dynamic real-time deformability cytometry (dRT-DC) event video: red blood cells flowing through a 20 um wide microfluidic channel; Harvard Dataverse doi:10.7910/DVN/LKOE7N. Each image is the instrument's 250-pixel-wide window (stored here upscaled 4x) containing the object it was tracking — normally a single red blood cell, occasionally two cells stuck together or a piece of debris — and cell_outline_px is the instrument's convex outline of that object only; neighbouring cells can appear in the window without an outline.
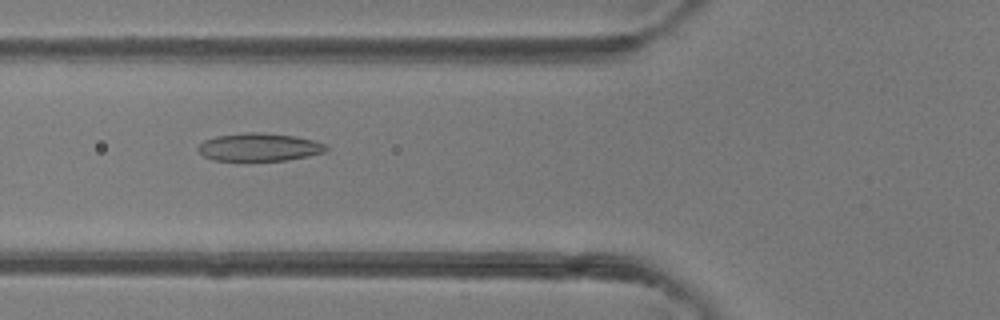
{"species": "common noctule bat (a hibernating species)", "species_latin": "Nyctalus noctula", "temperature_condition": "room temperature", "stored_images_in_passage": 7, "camera_frame_rate_fps": 3000, "um_per_image_px": 0.085, "animal": {"sex": "female"}, "frame": {"image": 1, "passage_image": 5, "time_ms": 5.667, "image_size_px": [1000, 320], "cell_outline_px": [[328, 148], [324, 152], [308, 156], [284, 160], [212, 160], [204, 156], [196, 148], [204, 140], [216, 136], [244, 132], [264, 132], [296, 136], [312, 140], [324, 144]], "centroid_in_image_um": [22.01, 12.49], "position_along_channel_um": 103.8, "area_um2": 20.75}}
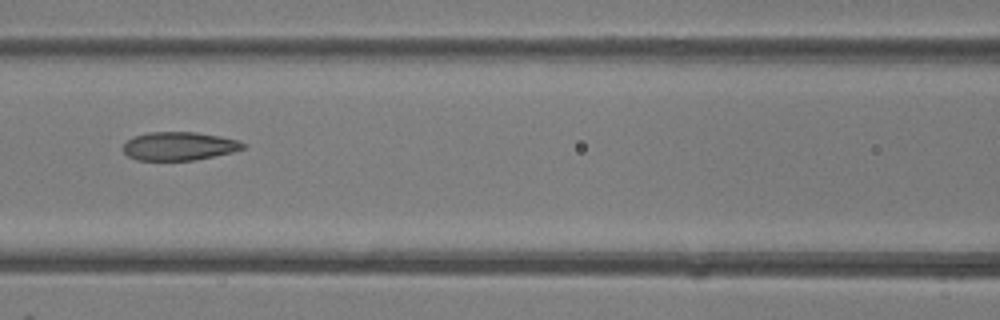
{"frame": {"image": 2, "passage_image": 6, "time_ms": 6.667, "image_size_px": [1000, 320], "cell_outline_px": [[244, 148], [232, 152], [196, 160], [136, 160], [128, 156], [124, 152], [124, 144], [132, 136], [148, 132], [196, 132], [220, 136], [240, 140], [244, 144]], "centroid_in_image_um": [15.22, 12.41], "position_along_channel_um": 151.4, "area_um2": 19.88}}
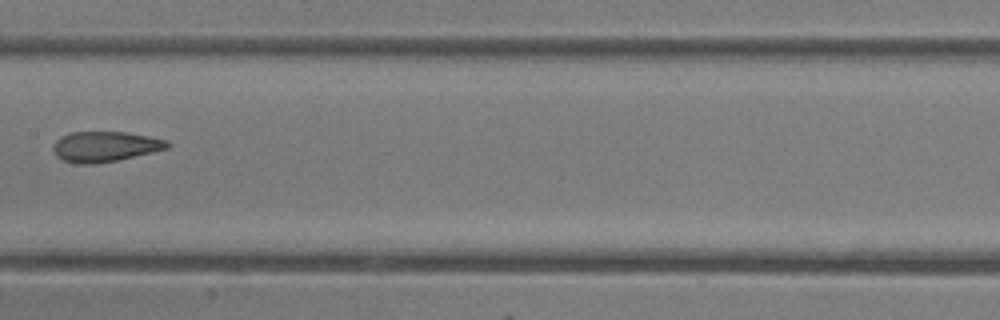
{"frame": {"image": 3, "passage_image": 7, "time_ms": 7.667, "image_size_px": [1000, 320], "cell_outline_px": [[172, 144], [168, 148], [116, 160], [88, 164], [84, 164], [64, 160], [56, 156], [52, 148], [52, 144], [60, 136], [72, 132], [128, 132], [168, 140]], "centroid_in_image_um": [8.92, 12.43], "position_along_channel_um": 198.5, "area_um2": 20.0}}